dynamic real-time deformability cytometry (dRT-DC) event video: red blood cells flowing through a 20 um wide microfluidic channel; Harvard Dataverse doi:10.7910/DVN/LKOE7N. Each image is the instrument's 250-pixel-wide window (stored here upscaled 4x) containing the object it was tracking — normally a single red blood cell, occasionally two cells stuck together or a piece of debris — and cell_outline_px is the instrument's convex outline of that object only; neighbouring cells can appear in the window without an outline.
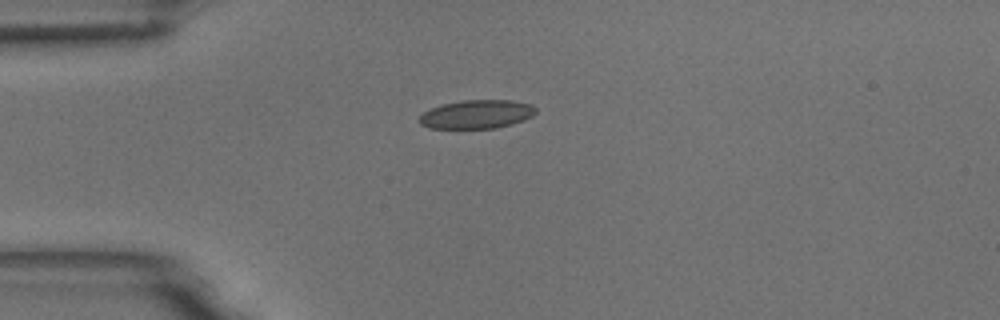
{"species": "common noctule bat (a hibernating species)", "species_latin": "Nyctalus noctula", "temperature_condition": "room temperature", "stored_images_in_passage": 5, "camera_frame_rate_fps": 3000, "um_per_image_px": 0.085, "animal": {"sex": "male", "body_mass_g": 18.8}, "frame": {"image": 1, "passage_image": 5, "time_ms": 1.333, "image_size_px": [1000, 320], "cell_outline_px": [[536, 112], [532, 116], [524, 120], [512, 124], [496, 128], [428, 128], [420, 124], [420, 116], [424, 112], [432, 108], [444, 104], [464, 100], [512, 100], [532, 104], [536, 108]], "centroid_in_image_um": [40.56, 9.71], "position_along_channel_um": 44.4, "area_um2": 19.36}}